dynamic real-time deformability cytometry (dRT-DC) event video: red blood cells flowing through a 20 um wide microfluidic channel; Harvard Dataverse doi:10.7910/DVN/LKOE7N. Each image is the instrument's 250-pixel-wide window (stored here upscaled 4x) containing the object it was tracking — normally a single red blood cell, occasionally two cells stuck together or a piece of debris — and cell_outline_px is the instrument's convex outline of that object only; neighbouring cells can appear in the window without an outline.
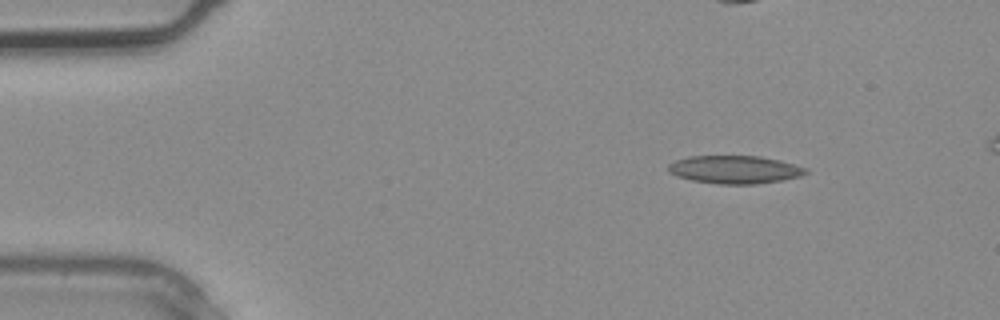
{"species": "common noctule bat (a hibernating species)", "species_latin": "Nyctalus noctula", "temperature_condition": "warm", "stored_images_in_passage": 4, "camera_frame_rate_fps": 3000, "um_per_image_px": 0.085, "animal": {"sex": "male", "body_mass_g": 20.4}, "frame": {"image": 1, "passage_image": 1, "time_ms": 0.0, "image_size_px": [1000, 320], "cell_outline_px": [[808, 172], [800, 176], [784, 180], [756, 184], [720, 184], [692, 180], [676, 176], [668, 172], [668, 164], [676, 160], [688, 156], [760, 156], [780, 160], [808, 168]], "centroid_in_image_um": [62.46, 14.41], "position_along_channel_um": 22.5, "area_um2": 22.54}}
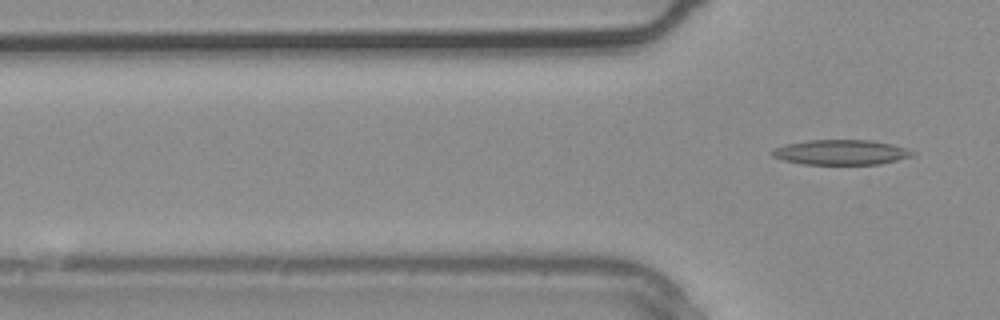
{"frame": {"image": 2, "passage_image": 4, "time_ms": 1.0, "image_size_px": [1000, 320], "cell_outline_px": [[916, 152], [912, 156], [880, 164], [800, 164], [784, 160], [772, 156], [772, 148], [788, 144], [808, 140], [872, 140], [892, 144]], "centroid_in_image_um": [71.47, 12.94], "position_along_channel_um": 54.3, "area_um2": 20.35}}